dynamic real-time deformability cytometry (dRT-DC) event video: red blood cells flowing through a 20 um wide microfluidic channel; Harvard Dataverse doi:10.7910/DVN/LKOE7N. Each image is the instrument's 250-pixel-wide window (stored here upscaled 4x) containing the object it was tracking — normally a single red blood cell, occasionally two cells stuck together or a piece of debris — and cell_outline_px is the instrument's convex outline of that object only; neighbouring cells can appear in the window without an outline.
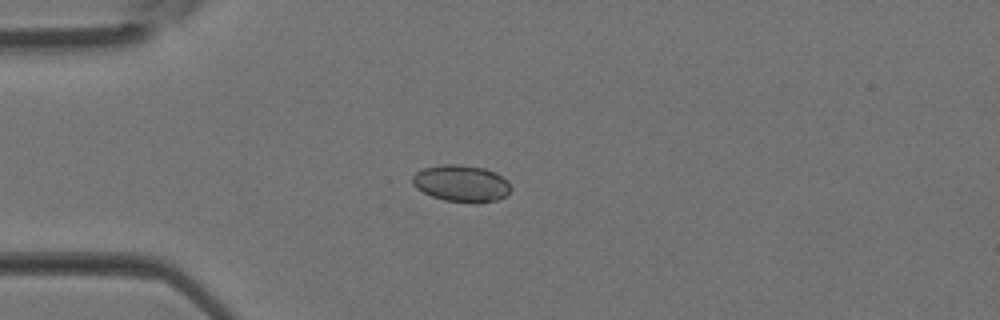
{"species": "Egyptian fruit bat (a non-hibernating species)", "species_latin": "Rousettus aegyptiacus", "temperature_condition": "room temperature", "stored_images_in_passage": 3, "camera_frame_rate_fps": 3000, "um_per_image_px": 0.085, "animal": {"sex": "female"}, "frame": {"image": 1, "passage_image": 3, "time_ms": 0.667, "image_size_px": [1000, 320], "cell_outline_px": [[512, 188], [504, 196], [496, 200], [476, 204], [472, 204], [444, 200], [432, 196], [416, 188], [412, 184], [412, 176], [416, 172], [424, 168], [440, 164], [460, 164], [484, 168], [496, 172], [508, 180]], "centroid_in_image_um": [39.22, 15.59], "position_along_channel_um": 45.8, "area_um2": 21.39}}